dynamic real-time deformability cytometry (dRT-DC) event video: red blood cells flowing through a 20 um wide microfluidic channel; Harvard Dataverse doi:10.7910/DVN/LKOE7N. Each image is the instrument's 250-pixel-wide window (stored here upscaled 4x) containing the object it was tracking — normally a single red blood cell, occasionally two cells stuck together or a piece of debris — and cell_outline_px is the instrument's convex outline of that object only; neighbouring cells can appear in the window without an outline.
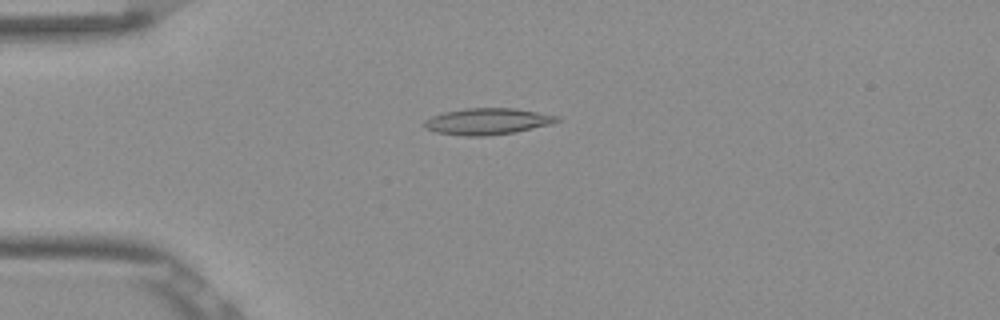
{"species": "Egyptian fruit bat (a non-hibernating species)", "species_latin": "Rousettus aegyptiacus", "temperature_condition": "room temperature", "stored_images_in_passage": 46, "camera_frame_rate_fps": 3000, "um_per_image_px": 0.085, "frame": {"image": 1, "passage_image": 7, "time_ms": 2.0, "image_size_px": [1000, 320], "cell_outline_px": [[560, 120], [552, 124], [516, 132], [488, 136], [464, 136], [436, 132], [424, 128], [424, 120], [432, 116], [444, 112], [464, 108], [516, 108], [560, 116]], "centroid_in_image_um": [41.45, 10.32], "position_along_channel_um": 43.6, "area_um2": 20.63}}
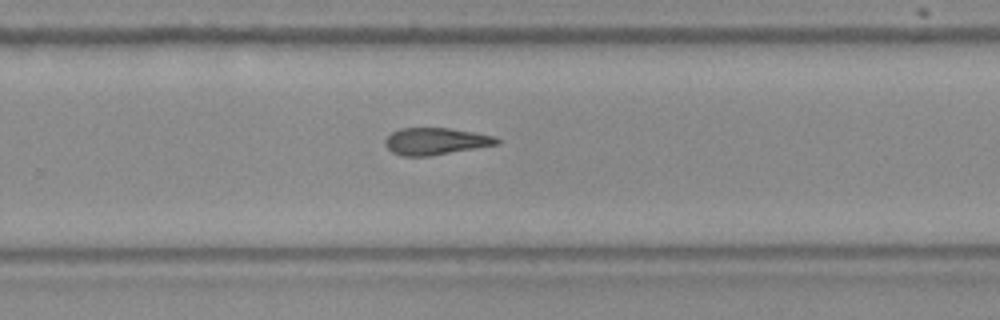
{"frame": {"image": 2, "passage_image": 28, "time_ms": 9.0, "image_size_px": [1000, 320], "cell_outline_px": [[500, 144], [432, 156], [400, 156], [392, 152], [384, 144], [384, 140], [392, 132], [400, 128], [448, 128], [496, 136], [500, 140]], "centroid_in_image_um": [37.03, 12.02], "position_along_channel_um": 292.8, "area_um2": 17.69}}
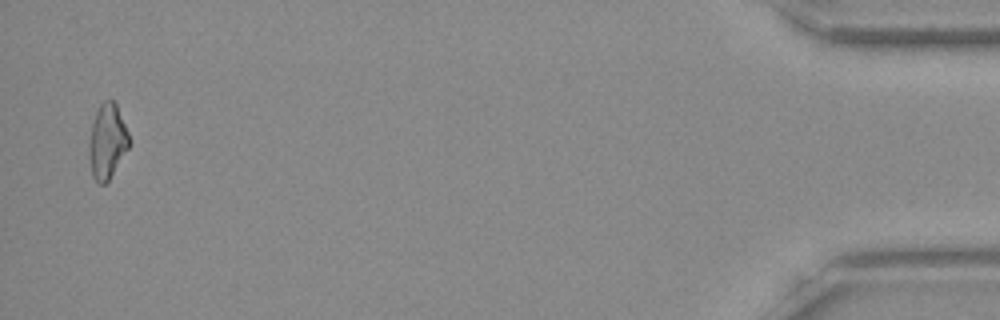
{"frame": {"image": 3, "passage_image": 45, "time_ms": 14.667, "image_size_px": [1000, 320], "cell_outline_px": [[132, 144], [108, 180], [104, 184], [100, 184], [92, 176], [88, 156], [88, 144], [92, 124], [96, 112], [100, 104], [104, 100], [116, 100], [132, 140]], "centroid_in_image_um": [9.15, 11.98], "position_along_channel_um": 426.1, "area_um2": 17.98}, "authors_computed_cell_mechanics": {"area_um2": 18.207, "velocity_mm_per_s": 3.8791, "shape_relaxation_time_tau1_ms": null, "shape_relaxation_time_tau2_ms": 6.2009, "deformation_change_tau1": null, "deformation_change_tau2": 0.1683}}